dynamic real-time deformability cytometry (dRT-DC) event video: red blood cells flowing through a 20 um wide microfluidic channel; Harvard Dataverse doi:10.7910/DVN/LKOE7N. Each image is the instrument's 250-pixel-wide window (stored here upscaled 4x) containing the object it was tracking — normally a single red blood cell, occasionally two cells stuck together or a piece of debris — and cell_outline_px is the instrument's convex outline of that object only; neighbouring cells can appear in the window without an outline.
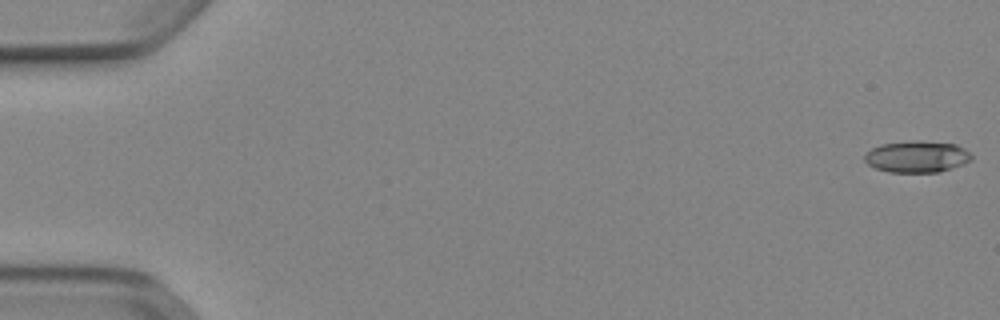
{"species": "Egyptian fruit bat (a non-hibernating species)", "species_latin": "Rousettus aegyptiacus", "temperature_condition": "cold", "stored_images_in_passage": 52, "camera_frame_rate_fps": 3000, "um_per_image_px": 0.085, "animal": {"sex": "female"}, "frame": {"image": 1, "passage_image": 1, "time_ms": 0.0, "image_size_px": [1000, 320], "cell_outline_px": [[972, 160], [936, 172], [888, 172], [876, 168], [868, 164], [864, 160], [864, 156], [872, 148], [880, 144], [912, 140], [920, 140], [956, 144], [964, 148], [972, 156]], "centroid_in_image_um": [77.91, 13.29], "position_along_channel_um": 7.1, "area_um2": 19.54}}
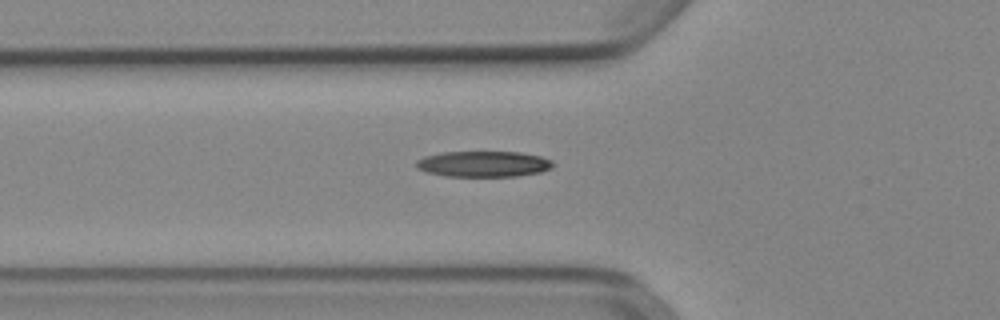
{"frame": {"image": 2, "passage_image": 19, "time_ms": 6.0, "image_size_px": [1000, 320], "cell_outline_px": [[556, 164], [552, 168], [540, 172], [516, 176], [444, 176], [428, 172], [416, 168], [416, 160], [424, 156], [444, 152], [520, 152], [540, 156], [552, 160]], "centroid_in_image_um": [41.12, 13.93], "position_along_channel_um": 84.7, "area_um2": 20.63}}
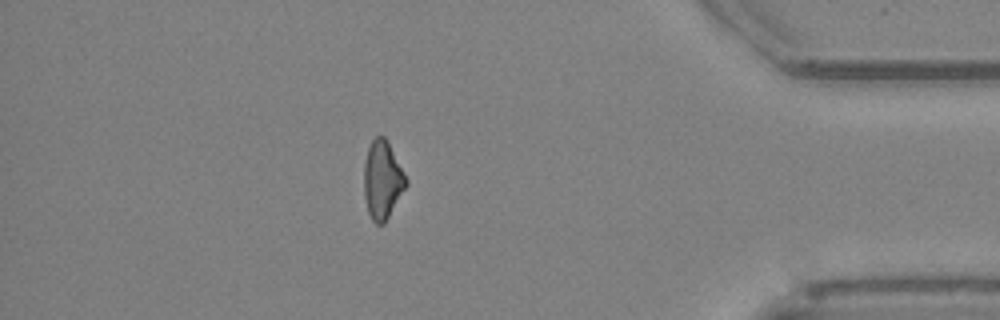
{"frame": {"image": 3, "passage_image": 46, "time_ms": 15.0, "image_size_px": [1000, 320], "cell_outline_px": [[408, 184], [384, 224], [376, 224], [372, 220], [368, 212], [364, 196], [364, 164], [368, 148], [372, 140], [376, 136], [384, 136], [388, 140], [408, 180]], "centroid_in_image_um": [32.51, 15.29], "position_along_channel_um": 402.7, "area_um2": 19.25}, "authors_computed_cell_mechanics": {"area_um2": 20.0277, "velocity_mm_per_s": 3.9403, "shape_relaxation_time_tau1_ms": 6.0665, "shape_relaxation_time_tau2_ms": null, "deformation_change_tau1": 0.1749, "deformation_change_tau2": null}}